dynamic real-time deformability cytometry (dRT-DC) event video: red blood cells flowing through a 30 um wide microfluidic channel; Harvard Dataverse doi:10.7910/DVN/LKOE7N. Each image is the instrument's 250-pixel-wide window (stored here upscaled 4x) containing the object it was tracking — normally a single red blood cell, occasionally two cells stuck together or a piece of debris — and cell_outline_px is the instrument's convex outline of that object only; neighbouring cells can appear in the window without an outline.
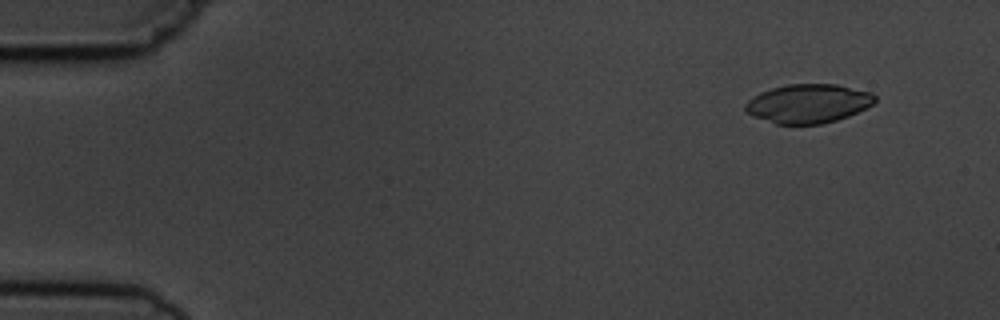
{"species": "common noctule bat (a hibernating species)", "species_latin": "Nyctalus noctula", "temperature_condition": "cold", "stored_images_in_passage": 5, "camera_frame_rate_fps": 3000, "um_per_image_px": 0.085, "animal": {"sex": "male", "body_mass_g": 19.5, "forearm_length_mm": 54.6}, "frame": {"image": 1, "passage_image": 2, "time_ms": 1.0, "image_size_px": [1000, 320], "cell_outline_px": [[876, 100], [868, 108], [848, 116], [836, 120], [820, 124], [776, 124], [756, 116], [748, 112], [744, 108], [744, 104], [748, 100], [760, 92], [772, 88], [788, 84], [836, 84], [872, 92], [876, 96]], "centroid_in_image_um": [68.74, 8.79], "position_along_channel_um": 16.3, "area_um2": 29.3}}